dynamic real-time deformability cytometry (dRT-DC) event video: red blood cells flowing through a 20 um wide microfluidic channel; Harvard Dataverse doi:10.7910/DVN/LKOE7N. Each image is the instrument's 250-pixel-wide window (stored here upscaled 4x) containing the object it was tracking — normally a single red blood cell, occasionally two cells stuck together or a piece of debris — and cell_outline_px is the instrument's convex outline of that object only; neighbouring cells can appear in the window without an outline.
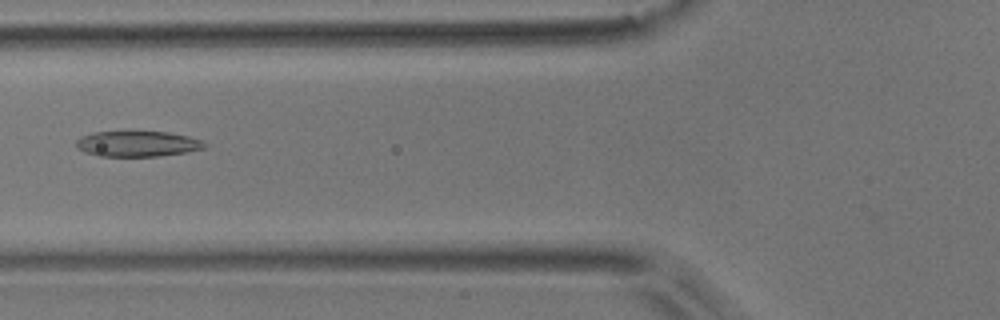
{"species": "common noctule bat (a hibernating species)", "species_latin": "Nyctalus noctula", "temperature_condition": "room temperature", "stored_images_in_passage": 3, "camera_frame_rate_fps": 3000, "um_per_image_px": 0.085, "animal": {"sex": "male", "body_mass_g": 17.9}, "frame": {"image": 1, "passage_image": 3, "time_ms": 0.667, "image_size_px": [1000, 320], "cell_outline_px": [[208, 144], [204, 148], [184, 152], [160, 156], [100, 156], [84, 152], [76, 148], [76, 140], [80, 136], [96, 132], [168, 132], [188, 136], [200, 140]], "centroid_in_image_um": [11.65, 12.23], "position_along_channel_um": 114.1, "area_um2": 19.02}}